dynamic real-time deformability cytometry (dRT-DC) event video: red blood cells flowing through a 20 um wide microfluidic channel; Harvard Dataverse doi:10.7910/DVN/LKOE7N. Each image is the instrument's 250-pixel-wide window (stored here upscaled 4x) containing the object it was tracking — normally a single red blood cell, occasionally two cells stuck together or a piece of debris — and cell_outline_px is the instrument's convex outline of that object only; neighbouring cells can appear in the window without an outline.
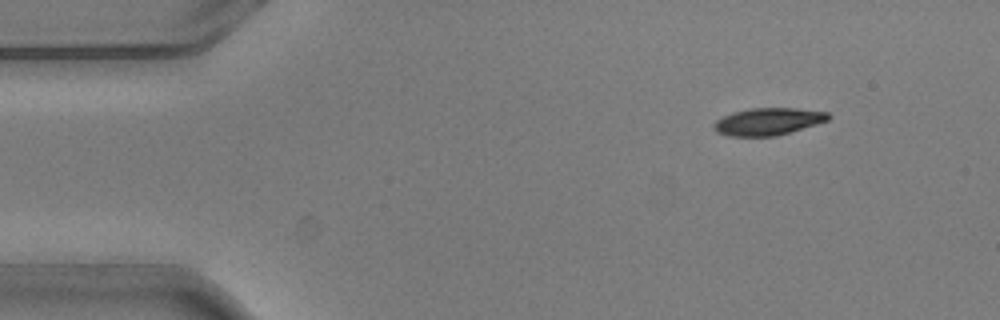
{"species": "common noctule bat (a hibernating species)", "species_latin": "Nyctalus noctula", "temperature_condition": "warm", "stored_images_in_passage": 4, "camera_frame_rate_fps": 3000, "um_per_image_px": 0.085, "animal": {"sex": "male", "body_mass_g": 20.5, "forearm_length_mm": 52.5}, "frame": {"image": 1, "passage_image": 1, "time_ms": 0.0, "image_size_px": [1000, 320], "cell_outline_px": [[832, 116], [828, 120], [816, 124], [776, 136], [728, 136], [716, 132], [712, 128], [712, 124], [716, 120], [732, 112], [752, 108], [796, 108], [828, 112]], "centroid_in_image_um": [65.26, 10.33], "position_along_channel_um": 19.7, "area_um2": 18.21}}
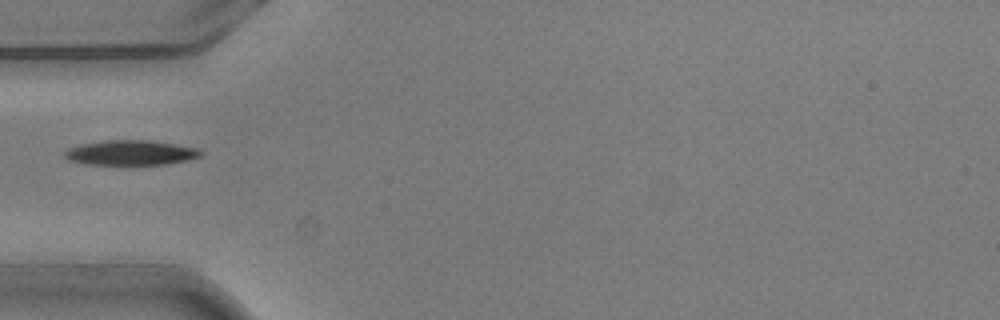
{"frame": {"image": 2, "passage_image": 4, "time_ms": 1.0, "image_size_px": [1000, 320], "cell_outline_px": [[204, 152], [200, 156], [188, 160], [168, 164], [84, 164], [68, 160], [64, 156], [64, 152], [68, 148], [80, 144], [104, 140], [148, 140], [176, 144], [200, 148]], "centroid_in_image_um": [11.12, 12.97], "position_along_channel_um": 73.9, "area_um2": 19.88}}